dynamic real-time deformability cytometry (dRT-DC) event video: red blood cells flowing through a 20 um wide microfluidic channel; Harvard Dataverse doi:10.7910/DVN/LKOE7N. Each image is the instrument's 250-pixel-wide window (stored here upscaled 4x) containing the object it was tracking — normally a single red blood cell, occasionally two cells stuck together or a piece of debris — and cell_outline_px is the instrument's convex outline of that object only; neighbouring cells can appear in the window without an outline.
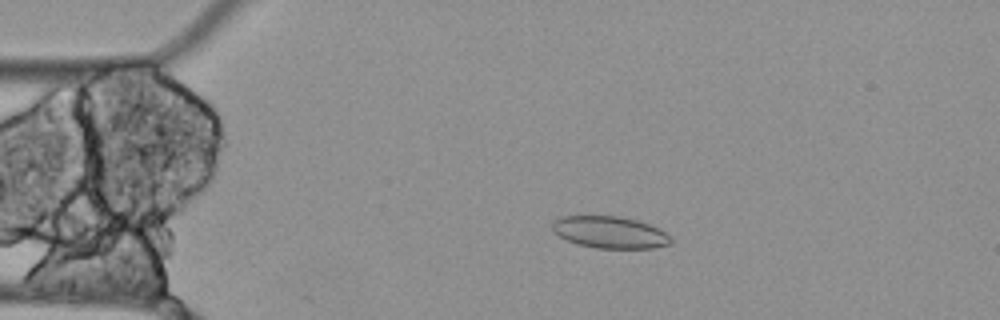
{"species": "Egyptian fruit bat (a non-hibernating species)", "species_latin": "Rousettus aegyptiacus", "temperature_condition": "cold", "stored_images_in_passage": 55, "camera_frame_rate_fps": 3000, "um_per_image_px": 0.085, "animal": {"sex": "female"}, "frame": {"image": 1, "passage_image": 10, "time_ms": 3.0, "image_size_px": [1000, 320], "cell_outline_px": [[672, 240], [668, 244], [652, 248], [596, 248], [580, 244], [568, 240], [552, 232], [552, 224], [556, 220], [564, 216], [616, 216], [636, 220], [648, 224], [664, 232]], "centroid_in_image_um": [51.81, 19.74], "position_along_channel_um": 33.2, "area_um2": 21.56}}
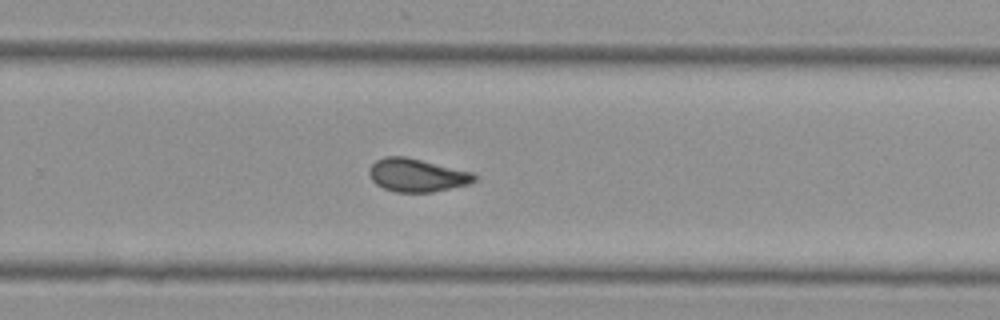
{"frame": {"image": 2, "passage_image": 35, "time_ms": 11.333, "image_size_px": [1000, 320], "cell_outline_px": [[476, 180], [468, 184], [452, 188], [432, 192], [396, 192], [384, 188], [376, 184], [372, 180], [368, 172], [372, 164], [376, 160], [384, 156], [404, 156], [472, 172], [476, 176]], "centroid_in_image_um": [35.42, 14.89], "position_along_channel_um": 294.4, "area_um2": 20.17}}
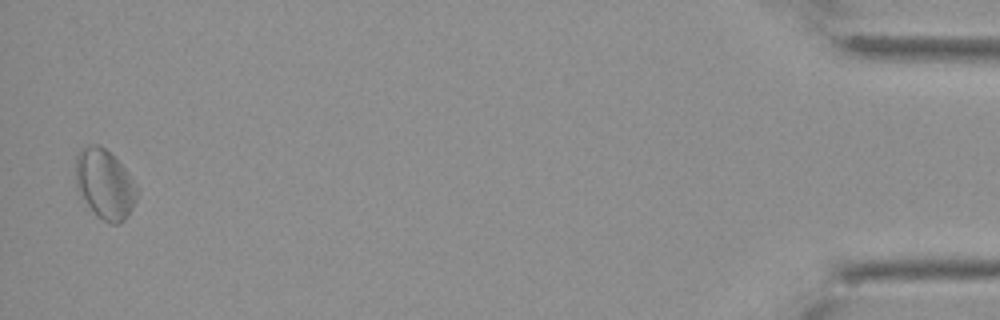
{"frame": {"image": 3, "passage_image": 54, "time_ms": 17.667, "image_size_px": [1000, 320], "cell_outline_px": [[140, 192], [128, 216], [120, 224], [112, 224], [96, 216], [76, 188], [76, 156], [80, 148], [92, 144], [96, 144], [104, 148], [124, 168]], "centroid_in_image_um": [8.9, 15.67], "position_along_channel_um": 426.3, "area_um2": 24.68}}